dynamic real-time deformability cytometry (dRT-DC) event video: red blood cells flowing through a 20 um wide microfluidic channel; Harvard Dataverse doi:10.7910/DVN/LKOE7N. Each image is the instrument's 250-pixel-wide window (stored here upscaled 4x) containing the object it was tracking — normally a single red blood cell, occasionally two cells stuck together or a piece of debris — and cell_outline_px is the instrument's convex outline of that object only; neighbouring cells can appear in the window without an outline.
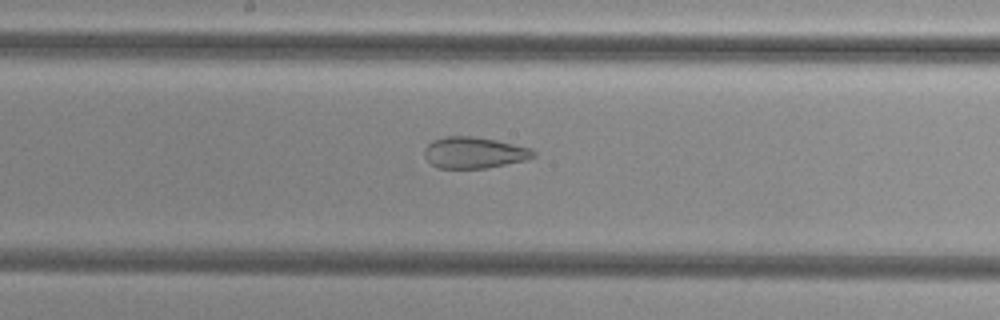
{"species": "common noctule bat (a hibernating species)", "species_latin": "Nyctalus noctula", "temperature_condition": "cold", "stored_images_in_passage": 37, "camera_frame_rate_fps": 3000, "um_per_image_px": 0.085, "animal": {"sex": "female", "body_mass_g": 29.2, "forearm_length_mm": 56.3}, "frame": {"image": 1, "passage_image": 21, "time_ms": 6.667, "image_size_px": [1000, 320], "cell_outline_px": [[536, 156], [528, 160], [488, 168], [436, 168], [424, 156], [424, 148], [432, 140], [444, 136], [472, 136], [496, 140], [532, 148], [536, 152]], "centroid_in_image_um": [40.32, 12.97], "position_along_channel_um": 207.9, "area_um2": 20.17}}
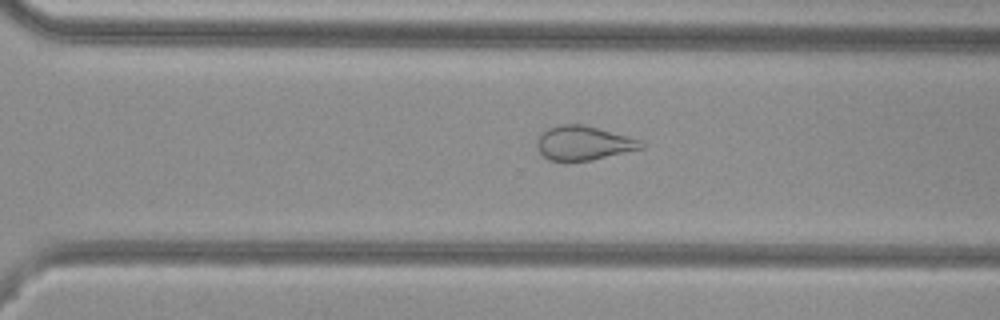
{"frame": {"image": 2, "passage_image": 30, "time_ms": 9.667, "image_size_px": [1000, 320], "cell_outline_px": [[644, 148], [592, 160], [564, 164], [548, 160], [540, 152], [536, 144], [536, 140], [540, 132], [548, 128], [560, 124], [584, 124], [628, 136], [640, 140], [644, 144]], "centroid_in_image_um": [49.55, 12.19], "position_along_channel_um": 321.1, "area_um2": 21.39}}
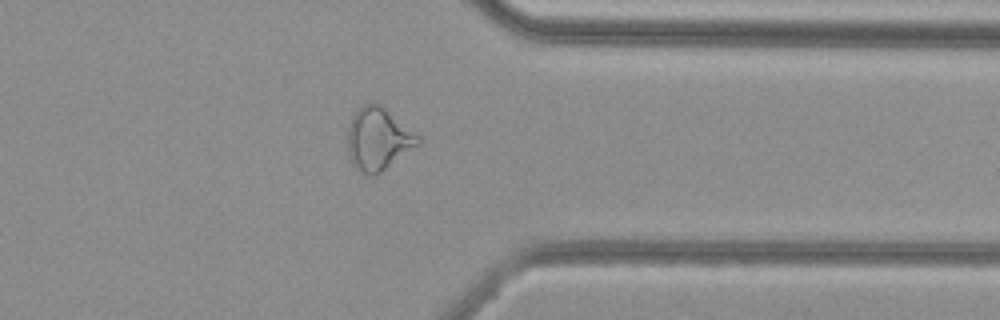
{"frame": {"image": 3, "passage_image": 35, "time_ms": 11.333, "image_size_px": [1000, 320], "cell_outline_px": [[420, 144], [380, 172], [372, 176], [368, 176], [356, 168], [352, 164], [348, 152], [348, 128], [352, 116], [364, 104], [372, 100], [380, 104], [420, 136]], "centroid_in_image_um": [32.14, 11.8], "position_along_channel_um": 379.3, "area_um2": 25.55}}